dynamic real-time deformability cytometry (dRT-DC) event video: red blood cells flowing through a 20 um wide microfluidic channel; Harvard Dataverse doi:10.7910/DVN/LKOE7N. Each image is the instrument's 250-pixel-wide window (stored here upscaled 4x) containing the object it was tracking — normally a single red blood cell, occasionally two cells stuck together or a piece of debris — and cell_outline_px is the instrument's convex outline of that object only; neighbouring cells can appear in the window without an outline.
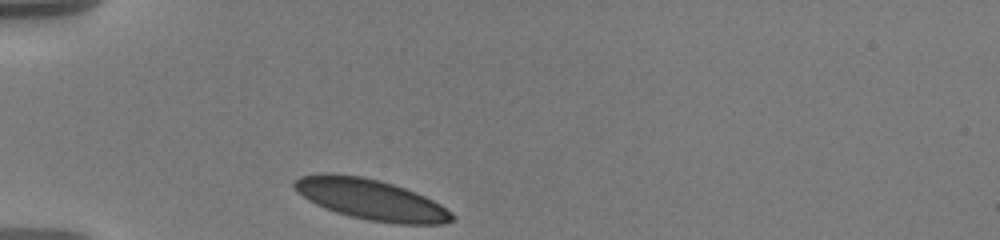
{"species": "human", "species_latin": "Homo sapiens", "temperature_condition": "warm", "stored_images_in_passage": 4, "camera_frame_rate_fps": 3000, "um_per_image_px": 0.085, "donor": {"sex": "male"}, "frame": {"image": 1, "passage_image": 1, "time_ms": 0.0, "image_size_px": [1000, 240], "cell_outline_px": [[452, 220], [444, 224], [396, 224], [368, 220], [348, 216], [336, 212], [316, 204], [308, 200], [296, 192], [292, 184], [292, 180], [300, 176], [320, 172], [332, 172], [360, 176], [380, 180], [416, 192], [440, 204], [452, 212]], "centroid_in_image_um": [31.46, 16.94], "position_along_channel_um": 53.5, "area_um2": 37.63}}